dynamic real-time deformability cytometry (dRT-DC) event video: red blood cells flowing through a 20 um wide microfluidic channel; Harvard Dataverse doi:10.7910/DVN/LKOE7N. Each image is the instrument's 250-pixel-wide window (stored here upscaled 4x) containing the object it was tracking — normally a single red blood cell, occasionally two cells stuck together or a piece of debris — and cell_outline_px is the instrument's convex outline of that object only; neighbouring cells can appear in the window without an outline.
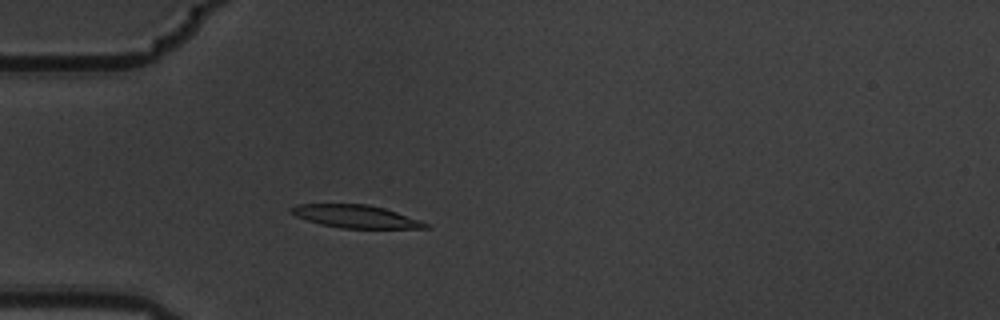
{"species": "common noctule bat (a hibernating species)", "species_latin": "Nyctalus noctula", "temperature_condition": "warm", "stored_images_in_passage": 4, "camera_frame_rate_fps": 3000, "um_per_image_px": 0.085, "animal": {"sex": "male", "body_mass_g": 19.5, "forearm_length_mm": 54.6}, "frame": {"image": 1, "passage_image": 4, "time_ms": 1.0, "image_size_px": [1000, 320], "cell_outline_px": [[432, 228], [340, 228], [320, 224], [296, 216], [288, 212], [288, 208], [296, 204], [368, 204], [384, 208], [432, 224]], "centroid_in_image_um": [30.23, 18.39], "position_along_channel_um": 54.8, "area_um2": 17.98}}